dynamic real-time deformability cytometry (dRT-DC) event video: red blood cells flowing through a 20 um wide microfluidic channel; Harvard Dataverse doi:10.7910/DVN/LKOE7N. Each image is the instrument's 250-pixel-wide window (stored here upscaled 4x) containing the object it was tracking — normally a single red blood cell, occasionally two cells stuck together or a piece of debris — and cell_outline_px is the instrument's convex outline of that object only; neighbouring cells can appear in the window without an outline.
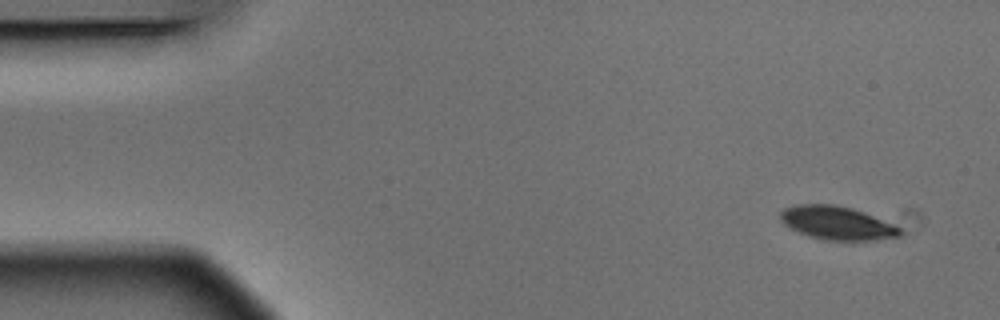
{"species": "Egyptian fruit bat (a non-hibernating species)", "species_latin": "Rousettus aegyptiacus", "temperature_condition": "warm", "stored_images_in_passage": 5, "camera_frame_rate_fps": 3000, "um_per_image_px": 0.085, "animal": {"sex": "male"}, "frame": {"image": 1, "passage_image": 1, "time_ms": 0.0, "image_size_px": [1000, 320], "cell_outline_px": [[900, 236], [872, 240], [824, 240], [808, 236], [784, 224], [780, 220], [780, 212], [784, 208], [800, 204], [832, 204], [852, 208], [892, 224], [900, 228]], "centroid_in_image_um": [71.1, 18.95], "position_along_channel_um": 13.9, "area_um2": 22.89}}
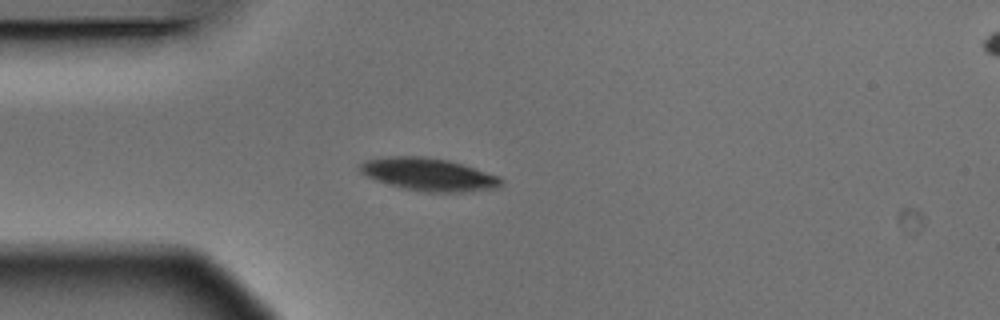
{"frame": {"image": 2, "passage_image": 4, "time_ms": 1.0, "image_size_px": [1000, 320], "cell_outline_px": [[504, 184], [500, 188], [464, 192], [420, 192], [400, 188], [364, 176], [356, 168], [360, 164], [368, 160], [392, 156], [424, 156], [448, 160], [500, 176], [504, 180]], "centroid_in_image_um": [36.45, 14.84], "position_along_channel_um": 48.5, "area_um2": 27.28}}